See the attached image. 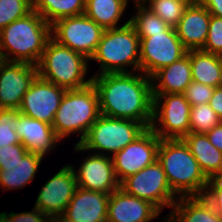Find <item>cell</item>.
<instances>
[{"label":"cell","instance_id":"603a6c76","mask_svg":"<svg viewBox=\"0 0 222 222\" xmlns=\"http://www.w3.org/2000/svg\"><path fill=\"white\" fill-rule=\"evenodd\" d=\"M167 217L173 222H222L203 196L179 197Z\"/></svg>","mask_w":222,"mask_h":222},{"label":"cell","instance_id":"ee69618b","mask_svg":"<svg viewBox=\"0 0 222 222\" xmlns=\"http://www.w3.org/2000/svg\"><path fill=\"white\" fill-rule=\"evenodd\" d=\"M0 222H7L6 218L0 213Z\"/></svg>","mask_w":222,"mask_h":222},{"label":"cell","instance_id":"4fadbf2b","mask_svg":"<svg viewBox=\"0 0 222 222\" xmlns=\"http://www.w3.org/2000/svg\"><path fill=\"white\" fill-rule=\"evenodd\" d=\"M65 92L37 75L23 96L20 114L52 125Z\"/></svg>","mask_w":222,"mask_h":222},{"label":"cell","instance_id":"52a82bcc","mask_svg":"<svg viewBox=\"0 0 222 222\" xmlns=\"http://www.w3.org/2000/svg\"><path fill=\"white\" fill-rule=\"evenodd\" d=\"M147 128L138 121L129 119L111 118L100 115L89 128L84 139L75 144L76 151H98L96 154L104 155L111 152L113 155L132 143ZM102 153H100L101 151Z\"/></svg>","mask_w":222,"mask_h":222},{"label":"cell","instance_id":"8fae6325","mask_svg":"<svg viewBox=\"0 0 222 222\" xmlns=\"http://www.w3.org/2000/svg\"><path fill=\"white\" fill-rule=\"evenodd\" d=\"M140 38V72L151 77L159 69L185 56L188 50L178 38L175 28L164 33Z\"/></svg>","mask_w":222,"mask_h":222},{"label":"cell","instance_id":"1f68e13d","mask_svg":"<svg viewBox=\"0 0 222 222\" xmlns=\"http://www.w3.org/2000/svg\"><path fill=\"white\" fill-rule=\"evenodd\" d=\"M33 10L27 0H0V31Z\"/></svg>","mask_w":222,"mask_h":222},{"label":"cell","instance_id":"4dcf8cb0","mask_svg":"<svg viewBox=\"0 0 222 222\" xmlns=\"http://www.w3.org/2000/svg\"><path fill=\"white\" fill-rule=\"evenodd\" d=\"M19 115V109L2 108L0 110V148L21 143L15 131Z\"/></svg>","mask_w":222,"mask_h":222},{"label":"cell","instance_id":"7402d4cb","mask_svg":"<svg viewBox=\"0 0 222 222\" xmlns=\"http://www.w3.org/2000/svg\"><path fill=\"white\" fill-rule=\"evenodd\" d=\"M182 140L208 179L222 177V152L210 143L206 134L189 133Z\"/></svg>","mask_w":222,"mask_h":222},{"label":"cell","instance_id":"ab89813d","mask_svg":"<svg viewBox=\"0 0 222 222\" xmlns=\"http://www.w3.org/2000/svg\"><path fill=\"white\" fill-rule=\"evenodd\" d=\"M197 2L203 5L211 15L222 18V0H198Z\"/></svg>","mask_w":222,"mask_h":222},{"label":"cell","instance_id":"d6a6232c","mask_svg":"<svg viewBox=\"0 0 222 222\" xmlns=\"http://www.w3.org/2000/svg\"><path fill=\"white\" fill-rule=\"evenodd\" d=\"M222 56V18L211 15L206 42L201 49Z\"/></svg>","mask_w":222,"mask_h":222},{"label":"cell","instance_id":"5bb4252c","mask_svg":"<svg viewBox=\"0 0 222 222\" xmlns=\"http://www.w3.org/2000/svg\"><path fill=\"white\" fill-rule=\"evenodd\" d=\"M74 170L71 164L61 168L38 193L34 207L50 219L64 214L78 187Z\"/></svg>","mask_w":222,"mask_h":222},{"label":"cell","instance_id":"8992f818","mask_svg":"<svg viewBox=\"0 0 222 222\" xmlns=\"http://www.w3.org/2000/svg\"><path fill=\"white\" fill-rule=\"evenodd\" d=\"M100 115L98 93L92 83L66 90L52 123L53 130L60 140L75 132L82 133L79 144Z\"/></svg>","mask_w":222,"mask_h":222},{"label":"cell","instance_id":"7dc6e473","mask_svg":"<svg viewBox=\"0 0 222 222\" xmlns=\"http://www.w3.org/2000/svg\"><path fill=\"white\" fill-rule=\"evenodd\" d=\"M133 1H135V3H136V2H137V3H144L145 0H133Z\"/></svg>","mask_w":222,"mask_h":222},{"label":"cell","instance_id":"d6986e66","mask_svg":"<svg viewBox=\"0 0 222 222\" xmlns=\"http://www.w3.org/2000/svg\"><path fill=\"white\" fill-rule=\"evenodd\" d=\"M211 14L198 2L189 4L182 18L174 27L184 47L190 50L203 48L209 30Z\"/></svg>","mask_w":222,"mask_h":222},{"label":"cell","instance_id":"7a4b0ae2","mask_svg":"<svg viewBox=\"0 0 222 222\" xmlns=\"http://www.w3.org/2000/svg\"><path fill=\"white\" fill-rule=\"evenodd\" d=\"M50 38L51 25L32 10L0 31V52L5 61L37 65Z\"/></svg>","mask_w":222,"mask_h":222},{"label":"cell","instance_id":"30bf717a","mask_svg":"<svg viewBox=\"0 0 222 222\" xmlns=\"http://www.w3.org/2000/svg\"><path fill=\"white\" fill-rule=\"evenodd\" d=\"M105 29L85 14L65 17L51 24V38L90 59Z\"/></svg>","mask_w":222,"mask_h":222},{"label":"cell","instance_id":"4316f807","mask_svg":"<svg viewBox=\"0 0 222 222\" xmlns=\"http://www.w3.org/2000/svg\"><path fill=\"white\" fill-rule=\"evenodd\" d=\"M86 0H39L33 10L48 24L65 18L84 14Z\"/></svg>","mask_w":222,"mask_h":222},{"label":"cell","instance_id":"8d00e7d4","mask_svg":"<svg viewBox=\"0 0 222 222\" xmlns=\"http://www.w3.org/2000/svg\"><path fill=\"white\" fill-rule=\"evenodd\" d=\"M7 222H48L50 218L43 213L40 209L34 207L30 212L14 213L7 212L1 213Z\"/></svg>","mask_w":222,"mask_h":222},{"label":"cell","instance_id":"f6af8a7d","mask_svg":"<svg viewBox=\"0 0 222 222\" xmlns=\"http://www.w3.org/2000/svg\"><path fill=\"white\" fill-rule=\"evenodd\" d=\"M184 1H187V2H189L190 4H192V3H196L198 0H184Z\"/></svg>","mask_w":222,"mask_h":222},{"label":"cell","instance_id":"7bdbcfd3","mask_svg":"<svg viewBox=\"0 0 222 222\" xmlns=\"http://www.w3.org/2000/svg\"><path fill=\"white\" fill-rule=\"evenodd\" d=\"M32 6H34L39 0H27Z\"/></svg>","mask_w":222,"mask_h":222},{"label":"cell","instance_id":"e0dca14e","mask_svg":"<svg viewBox=\"0 0 222 222\" xmlns=\"http://www.w3.org/2000/svg\"><path fill=\"white\" fill-rule=\"evenodd\" d=\"M109 196L77 187L62 216L70 222H107Z\"/></svg>","mask_w":222,"mask_h":222},{"label":"cell","instance_id":"9a60e30c","mask_svg":"<svg viewBox=\"0 0 222 222\" xmlns=\"http://www.w3.org/2000/svg\"><path fill=\"white\" fill-rule=\"evenodd\" d=\"M37 75L34 64L5 61L0 67V107L19 109L24 94Z\"/></svg>","mask_w":222,"mask_h":222},{"label":"cell","instance_id":"836d02e7","mask_svg":"<svg viewBox=\"0 0 222 222\" xmlns=\"http://www.w3.org/2000/svg\"><path fill=\"white\" fill-rule=\"evenodd\" d=\"M214 89V87L192 81L183 94L191 106L209 104Z\"/></svg>","mask_w":222,"mask_h":222},{"label":"cell","instance_id":"f546056e","mask_svg":"<svg viewBox=\"0 0 222 222\" xmlns=\"http://www.w3.org/2000/svg\"><path fill=\"white\" fill-rule=\"evenodd\" d=\"M222 120L209 104L191 106L190 133L206 134Z\"/></svg>","mask_w":222,"mask_h":222},{"label":"cell","instance_id":"d590c367","mask_svg":"<svg viewBox=\"0 0 222 222\" xmlns=\"http://www.w3.org/2000/svg\"><path fill=\"white\" fill-rule=\"evenodd\" d=\"M28 153L22 143L11 144L0 148V166H11L22 160Z\"/></svg>","mask_w":222,"mask_h":222},{"label":"cell","instance_id":"44dd1931","mask_svg":"<svg viewBox=\"0 0 222 222\" xmlns=\"http://www.w3.org/2000/svg\"><path fill=\"white\" fill-rule=\"evenodd\" d=\"M192 81L188 51L185 56L151 76L152 94H183Z\"/></svg>","mask_w":222,"mask_h":222},{"label":"cell","instance_id":"bcb514c9","mask_svg":"<svg viewBox=\"0 0 222 222\" xmlns=\"http://www.w3.org/2000/svg\"><path fill=\"white\" fill-rule=\"evenodd\" d=\"M220 65H221V77H222V56H220Z\"/></svg>","mask_w":222,"mask_h":222},{"label":"cell","instance_id":"e575fe53","mask_svg":"<svg viewBox=\"0 0 222 222\" xmlns=\"http://www.w3.org/2000/svg\"><path fill=\"white\" fill-rule=\"evenodd\" d=\"M203 197L211 204L217 214L222 218V177L209 179Z\"/></svg>","mask_w":222,"mask_h":222},{"label":"cell","instance_id":"83f0119b","mask_svg":"<svg viewBox=\"0 0 222 222\" xmlns=\"http://www.w3.org/2000/svg\"><path fill=\"white\" fill-rule=\"evenodd\" d=\"M136 14L131 17L130 23L139 37H151V34L164 33L170 26L159 16L154 14L144 3H135Z\"/></svg>","mask_w":222,"mask_h":222},{"label":"cell","instance_id":"ba28073f","mask_svg":"<svg viewBox=\"0 0 222 222\" xmlns=\"http://www.w3.org/2000/svg\"><path fill=\"white\" fill-rule=\"evenodd\" d=\"M190 111L184 94H153L150 128L160 139H182L190 133Z\"/></svg>","mask_w":222,"mask_h":222},{"label":"cell","instance_id":"6da1fadb","mask_svg":"<svg viewBox=\"0 0 222 222\" xmlns=\"http://www.w3.org/2000/svg\"><path fill=\"white\" fill-rule=\"evenodd\" d=\"M100 114L141 122L150 128L153 118L151 77L139 71L93 75Z\"/></svg>","mask_w":222,"mask_h":222},{"label":"cell","instance_id":"3957f363","mask_svg":"<svg viewBox=\"0 0 222 222\" xmlns=\"http://www.w3.org/2000/svg\"><path fill=\"white\" fill-rule=\"evenodd\" d=\"M157 160L178 197L204 195L209 179L182 139H160Z\"/></svg>","mask_w":222,"mask_h":222},{"label":"cell","instance_id":"484cf974","mask_svg":"<svg viewBox=\"0 0 222 222\" xmlns=\"http://www.w3.org/2000/svg\"><path fill=\"white\" fill-rule=\"evenodd\" d=\"M128 0H86L84 14L104 29L117 28Z\"/></svg>","mask_w":222,"mask_h":222},{"label":"cell","instance_id":"9c48e42d","mask_svg":"<svg viewBox=\"0 0 222 222\" xmlns=\"http://www.w3.org/2000/svg\"><path fill=\"white\" fill-rule=\"evenodd\" d=\"M120 188L134 197L150 202L160 212L164 206L172 207L179 198L172 191L158 160L124 179Z\"/></svg>","mask_w":222,"mask_h":222},{"label":"cell","instance_id":"f1b7e54d","mask_svg":"<svg viewBox=\"0 0 222 222\" xmlns=\"http://www.w3.org/2000/svg\"><path fill=\"white\" fill-rule=\"evenodd\" d=\"M144 4L170 27H175L190 3L184 0H145Z\"/></svg>","mask_w":222,"mask_h":222},{"label":"cell","instance_id":"ffe728a7","mask_svg":"<svg viewBox=\"0 0 222 222\" xmlns=\"http://www.w3.org/2000/svg\"><path fill=\"white\" fill-rule=\"evenodd\" d=\"M21 143L28 152L45 156L56 147L60 139L51 124L20 114L16 130Z\"/></svg>","mask_w":222,"mask_h":222},{"label":"cell","instance_id":"5b68a950","mask_svg":"<svg viewBox=\"0 0 222 222\" xmlns=\"http://www.w3.org/2000/svg\"><path fill=\"white\" fill-rule=\"evenodd\" d=\"M84 55L50 38L37 66L39 77L66 90L83 88L92 83L85 80L88 62Z\"/></svg>","mask_w":222,"mask_h":222},{"label":"cell","instance_id":"ac0fdd59","mask_svg":"<svg viewBox=\"0 0 222 222\" xmlns=\"http://www.w3.org/2000/svg\"><path fill=\"white\" fill-rule=\"evenodd\" d=\"M159 214L153 204L126 193L120 187L109 196L107 222H149Z\"/></svg>","mask_w":222,"mask_h":222},{"label":"cell","instance_id":"2e32d148","mask_svg":"<svg viewBox=\"0 0 222 222\" xmlns=\"http://www.w3.org/2000/svg\"><path fill=\"white\" fill-rule=\"evenodd\" d=\"M74 171L80 188L111 194L120 187L110 155L91 154Z\"/></svg>","mask_w":222,"mask_h":222},{"label":"cell","instance_id":"d4e9b609","mask_svg":"<svg viewBox=\"0 0 222 222\" xmlns=\"http://www.w3.org/2000/svg\"><path fill=\"white\" fill-rule=\"evenodd\" d=\"M192 80L211 87L222 85L220 56L203 50H190Z\"/></svg>","mask_w":222,"mask_h":222},{"label":"cell","instance_id":"7c38bea8","mask_svg":"<svg viewBox=\"0 0 222 222\" xmlns=\"http://www.w3.org/2000/svg\"><path fill=\"white\" fill-rule=\"evenodd\" d=\"M159 145L160 138L151 128H147L132 143L111 155L118 182L121 183L127 177L154 163L157 160Z\"/></svg>","mask_w":222,"mask_h":222},{"label":"cell","instance_id":"277c9868","mask_svg":"<svg viewBox=\"0 0 222 222\" xmlns=\"http://www.w3.org/2000/svg\"><path fill=\"white\" fill-rule=\"evenodd\" d=\"M140 38L128 20L120 27L105 29L90 60L100 64L99 73H129L140 71ZM126 66L132 68L131 71ZM132 66V67H131Z\"/></svg>","mask_w":222,"mask_h":222},{"label":"cell","instance_id":"cb8c5ba5","mask_svg":"<svg viewBox=\"0 0 222 222\" xmlns=\"http://www.w3.org/2000/svg\"><path fill=\"white\" fill-rule=\"evenodd\" d=\"M44 156L28 152L22 160L11 166H0V186L4 190H15L26 186L35 178Z\"/></svg>","mask_w":222,"mask_h":222},{"label":"cell","instance_id":"c3c4849f","mask_svg":"<svg viewBox=\"0 0 222 222\" xmlns=\"http://www.w3.org/2000/svg\"><path fill=\"white\" fill-rule=\"evenodd\" d=\"M170 219V220H169ZM169 219H166L167 221L166 222H173L172 220H171V218H169Z\"/></svg>","mask_w":222,"mask_h":222},{"label":"cell","instance_id":"f35d334b","mask_svg":"<svg viewBox=\"0 0 222 222\" xmlns=\"http://www.w3.org/2000/svg\"><path fill=\"white\" fill-rule=\"evenodd\" d=\"M209 105L222 120V85L215 87Z\"/></svg>","mask_w":222,"mask_h":222},{"label":"cell","instance_id":"74e56055","mask_svg":"<svg viewBox=\"0 0 222 222\" xmlns=\"http://www.w3.org/2000/svg\"><path fill=\"white\" fill-rule=\"evenodd\" d=\"M210 143L222 152V122L206 133Z\"/></svg>","mask_w":222,"mask_h":222},{"label":"cell","instance_id":"b9f144b4","mask_svg":"<svg viewBox=\"0 0 222 222\" xmlns=\"http://www.w3.org/2000/svg\"><path fill=\"white\" fill-rule=\"evenodd\" d=\"M5 62L3 55L0 52V67Z\"/></svg>","mask_w":222,"mask_h":222},{"label":"cell","instance_id":"60d3db41","mask_svg":"<svg viewBox=\"0 0 222 222\" xmlns=\"http://www.w3.org/2000/svg\"><path fill=\"white\" fill-rule=\"evenodd\" d=\"M53 220L55 222H70L69 220L65 219L63 216L54 217Z\"/></svg>","mask_w":222,"mask_h":222}]
</instances>
